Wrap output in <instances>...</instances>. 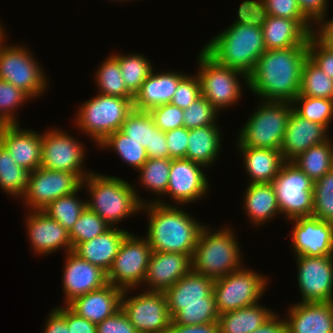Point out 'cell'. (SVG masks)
I'll return each mask as SVG.
<instances>
[{
  "instance_id": "2e32d148",
  "label": "cell",
  "mask_w": 333,
  "mask_h": 333,
  "mask_svg": "<svg viewBox=\"0 0 333 333\" xmlns=\"http://www.w3.org/2000/svg\"><path fill=\"white\" fill-rule=\"evenodd\" d=\"M85 147L65 131L51 129L42 134V153L40 167L76 173L84 180L91 171L83 169ZM84 159V160H83Z\"/></svg>"
},
{
  "instance_id": "52a82bcc",
  "label": "cell",
  "mask_w": 333,
  "mask_h": 333,
  "mask_svg": "<svg viewBox=\"0 0 333 333\" xmlns=\"http://www.w3.org/2000/svg\"><path fill=\"white\" fill-rule=\"evenodd\" d=\"M291 102L262 101L238 134V147L280 150L293 111Z\"/></svg>"
},
{
  "instance_id": "f5cc1de1",
  "label": "cell",
  "mask_w": 333,
  "mask_h": 333,
  "mask_svg": "<svg viewBox=\"0 0 333 333\" xmlns=\"http://www.w3.org/2000/svg\"><path fill=\"white\" fill-rule=\"evenodd\" d=\"M170 159L186 158L189 130L180 127L165 132Z\"/></svg>"
},
{
  "instance_id": "db71d44e",
  "label": "cell",
  "mask_w": 333,
  "mask_h": 333,
  "mask_svg": "<svg viewBox=\"0 0 333 333\" xmlns=\"http://www.w3.org/2000/svg\"><path fill=\"white\" fill-rule=\"evenodd\" d=\"M97 333H138L126 314L120 309L97 324Z\"/></svg>"
},
{
  "instance_id": "c3c4849f",
  "label": "cell",
  "mask_w": 333,
  "mask_h": 333,
  "mask_svg": "<svg viewBox=\"0 0 333 333\" xmlns=\"http://www.w3.org/2000/svg\"><path fill=\"white\" fill-rule=\"evenodd\" d=\"M218 110L202 95L188 108L183 109L184 127L188 130L215 125Z\"/></svg>"
},
{
  "instance_id": "1f68e13d",
  "label": "cell",
  "mask_w": 333,
  "mask_h": 333,
  "mask_svg": "<svg viewBox=\"0 0 333 333\" xmlns=\"http://www.w3.org/2000/svg\"><path fill=\"white\" fill-rule=\"evenodd\" d=\"M243 207L251 222L256 225H262L278 213L281 214L272 183L248 184Z\"/></svg>"
},
{
  "instance_id": "94428289",
  "label": "cell",
  "mask_w": 333,
  "mask_h": 333,
  "mask_svg": "<svg viewBox=\"0 0 333 333\" xmlns=\"http://www.w3.org/2000/svg\"><path fill=\"white\" fill-rule=\"evenodd\" d=\"M252 333H286L285 320L279 319L278 315L275 314L262 327Z\"/></svg>"
},
{
  "instance_id": "11a10c76",
  "label": "cell",
  "mask_w": 333,
  "mask_h": 333,
  "mask_svg": "<svg viewBox=\"0 0 333 333\" xmlns=\"http://www.w3.org/2000/svg\"><path fill=\"white\" fill-rule=\"evenodd\" d=\"M328 0H298L302 12L316 25L327 19Z\"/></svg>"
},
{
  "instance_id": "ac0fdd59",
  "label": "cell",
  "mask_w": 333,
  "mask_h": 333,
  "mask_svg": "<svg viewBox=\"0 0 333 333\" xmlns=\"http://www.w3.org/2000/svg\"><path fill=\"white\" fill-rule=\"evenodd\" d=\"M204 166L186 158L172 159L166 196L177 204H187L204 197L208 191V180Z\"/></svg>"
},
{
  "instance_id": "7402d4cb",
  "label": "cell",
  "mask_w": 333,
  "mask_h": 333,
  "mask_svg": "<svg viewBox=\"0 0 333 333\" xmlns=\"http://www.w3.org/2000/svg\"><path fill=\"white\" fill-rule=\"evenodd\" d=\"M26 218L27 229L25 230H27L34 253L47 255L62 248L66 253L73 251L69 232L43 210H30Z\"/></svg>"
},
{
  "instance_id": "e0dca14e",
  "label": "cell",
  "mask_w": 333,
  "mask_h": 333,
  "mask_svg": "<svg viewBox=\"0 0 333 333\" xmlns=\"http://www.w3.org/2000/svg\"><path fill=\"white\" fill-rule=\"evenodd\" d=\"M301 302L333 301V255L295 256Z\"/></svg>"
},
{
  "instance_id": "7bdbcfd3",
  "label": "cell",
  "mask_w": 333,
  "mask_h": 333,
  "mask_svg": "<svg viewBox=\"0 0 333 333\" xmlns=\"http://www.w3.org/2000/svg\"><path fill=\"white\" fill-rule=\"evenodd\" d=\"M292 105L294 111L302 118L324 125L327 129L330 127L333 119V100L298 94Z\"/></svg>"
},
{
  "instance_id": "cb8c5ba5",
  "label": "cell",
  "mask_w": 333,
  "mask_h": 333,
  "mask_svg": "<svg viewBox=\"0 0 333 333\" xmlns=\"http://www.w3.org/2000/svg\"><path fill=\"white\" fill-rule=\"evenodd\" d=\"M191 270L188 254L152 251L143 284L147 290L165 292Z\"/></svg>"
},
{
  "instance_id": "9a60e30c",
  "label": "cell",
  "mask_w": 333,
  "mask_h": 333,
  "mask_svg": "<svg viewBox=\"0 0 333 333\" xmlns=\"http://www.w3.org/2000/svg\"><path fill=\"white\" fill-rule=\"evenodd\" d=\"M82 181L76 173L39 167L28 173L27 189L22 198L29 211H42L55 199L77 191Z\"/></svg>"
},
{
  "instance_id": "4fadbf2b",
  "label": "cell",
  "mask_w": 333,
  "mask_h": 333,
  "mask_svg": "<svg viewBox=\"0 0 333 333\" xmlns=\"http://www.w3.org/2000/svg\"><path fill=\"white\" fill-rule=\"evenodd\" d=\"M152 249L146 238L128 233L107 272L108 283L123 290L143 285Z\"/></svg>"
},
{
  "instance_id": "7c38bea8",
  "label": "cell",
  "mask_w": 333,
  "mask_h": 333,
  "mask_svg": "<svg viewBox=\"0 0 333 333\" xmlns=\"http://www.w3.org/2000/svg\"><path fill=\"white\" fill-rule=\"evenodd\" d=\"M33 54L21 45L0 47V79L27 93L31 99L46 90L47 76Z\"/></svg>"
},
{
  "instance_id": "8fae6325",
  "label": "cell",
  "mask_w": 333,
  "mask_h": 333,
  "mask_svg": "<svg viewBox=\"0 0 333 333\" xmlns=\"http://www.w3.org/2000/svg\"><path fill=\"white\" fill-rule=\"evenodd\" d=\"M243 267L214 281L213 295L218 314L253 305L264 294L266 276Z\"/></svg>"
},
{
  "instance_id": "8992f818",
  "label": "cell",
  "mask_w": 333,
  "mask_h": 333,
  "mask_svg": "<svg viewBox=\"0 0 333 333\" xmlns=\"http://www.w3.org/2000/svg\"><path fill=\"white\" fill-rule=\"evenodd\" d=\"M239 247L231 228L212 233L206 226L200 232L192 256V270L214 280L237 271L243 267Z\"/></svg>"
},
{
  "instance_id": "6f0895ef",
  "label": "cell",
  "mask_w": 333,
  "mask_h": 333,
  "mask_svg": "<svg viewBox=\"0 0 333 333\" xmlns=\"http://www.w3.org/2000/svg\"><path fill=\"white\" fill-rule=\"evenodd\" d=\"M48 317L44 333H71L65 320V307L53 308Z\"/></svg>"
},
{
  "instance_id": "d6a6232c",
  "label": "cell",
  "mask_w": 333,
  "mask_h": 333,
  "mask_svg": "<svg viewBox=\"0 0 333 333\" xmlns=\"http://www.w3.org/2000/svg\"><path fill=\"white\" fill-rule=\"evenodd\" d=\"M219 128L215 124L190 129L186 159L204 166V170L210 167L221 150L222 136Z\"/></svg>"
},
{
  "instance_id": "816d5d0a",
  "label": "cell",
  "mask_w": 333,
  "mask_h": 333,
  "mask_svg": "<svg viewBox=\"0 0 333 333\" xmlns=\"http://www.w3.org/2000/svg\"><path fill=\"white\" fill-rule=\"evenodd\" d=\"M308 57L333 79V49L315 33L308 40Z\"/></svg>"
},
{
  "instance_id": "603a6c76",
  "label": "cell",
  "mask_w": 333,
  "mask_h": 333,
  "mask_svg": "<svg viewBox=\"0 0 333 333\" xmlns=\"http://www.w3.org/2000/svg\"><path fill=\"white\" fill-rule=\"evenodd\" d=\"M19 127V123L2 125L0 143L18 166L32 172L41 165L42 134Z\"/></svg>"
},
{
  "instance_id": "8d00e7d4",
  "label": "cell",
  "mask_w": 333,
  "mask_h": 333,
  "mask_svg": "<svg viewBox=\"0 0 333 333\" xmlns=\"http://www.w3.org/2000/svg\"><path fill=\"white\" fill-rule=\"evenodd\" d=\"M28 171L18 166L7 149L0 143V189L22 198L28 182Z\"/></svg>"
},
{
  "instance_id": "4316f807",
  "label": "cell",
  "mask_w": 333,
  "mask_h": 333,
  "mask_svg": "<svg viewBox=\"0 0 333 333\" xmlns=\"http://www.w3.org/2000/svg\"><path fill=\"white\" fill-rule=\"evenodd\" d=\"M124 290L107 283L103 287L75 298L67 306L78 316L99 324L121 309Z\"/></svg>"
},
{
  "instance_id": "b9f144b4",
  "label": "cell",
  "mask_w": 333,
  "mask_h": 333,
  "mask_svg": "<svg viewBox=\"0 0 333 333\" xmlns=\"http://www.w3.org/2000/svg\"><path fill=\"white\" fill-rule=\"evenodd\" d=\"M153 121L148 111L133 109L120 129L145 148L148 158H152Z\"/></svg>"
},
{
  "instance_id": "bcb514c9",
  "label": "cell",
  "mask_w": 333,
  "mask_h": 333,
  "mask_svg": "<svg viewBox=\"0 0 333 333\" xmlns=\"http://www.w3.org/2000/svg\"><path fill=\"white\" fill-rule=\"evenodd\" d=\"M313 217L333 223V168L314 182Z\"/></svg>"
},
{
  "instance_id": "ffe728a7",
  "label": "cell",
  "mask_w": 333,
  "mask_h": 333,
  "mask_svg": "<svg viewBox=\"0 0 333 333\" xmlns=\"http://www.w3.org/2000/svg\"><path fill=\"white\" fill-rule=\"evenodd\" d=\"M290 221L294 222L291 239L295 256L333 255V223L313 216Z\"/></svg>"
},
{
  "instance_id": "be15d7a7",
  "label": "cell",
  "mask_w": 333,
  "mask_h": 333,
  "mask_svg": "<svg viewBox=\"0 0 333 333\" xmlns=\"http://www.w3.org/2000/svg\"><path fill=\"white\" fill-rule=\"evenodd\" d=\"M1 25L2 24L0 23V47L5 43V38H7L4 33L5 31L3 30L4 28Z\"/></svg>"
},
{
  "instance_id": "6da1fadb",
  "label": "cell",
  "mask_w": 333,
  "mask_h": 333,
  "mask_svg": "<svg viewBox=\"0 0 333 333\" xmlns=\"http://www.w3.org/2000/svg\"><path fill=\"white\" fill-rule=\"evenodd\" d=\"M308 46L266 50L248 76V87L263 101L293 102L300 92Z\"/></svg>"
},
{
  "instance_id": "f907efd6",
  "label": "cell",
  "mask_w": 333,
  "mask_h": 333,
  "mask_svg": "<svg viewBox=\"0 0 333 333\" xmlns=\"http://www.w3.org/2000/svg\"><path fill=\"white\" fill-rule=\"evenodd\" d=\"M186 75L178 84L171 100V104L180 109L188 108L201 96V85L198 75Z\"/></svg>"
},
{
  "instance_id": "7dc6e473",
  "label": "cell",
  "mask_w": 333,
  "mask_h": 333,
  "mask_svg": "<svg viewBox=\"0 0 333 333\" xmlns=\"http://www.w3.org/2000/svg\"><path fill=\"white\" fill-rule=\"evenodd\" d=\"M31 97L20 88L0 79V123L18 124L14 113ZM15 110V111H14Z\"/></svg>"
},
{
  "instance_id": "f35d334b",
  "label": "cell",
  "mask_w": 333,
  "mask_h": 333,
  "mask_svg": "<svg viewBox=\"0 0 333 333\" xmlns=\"http://www.w3.org/2000/svg\"><path fill=\"white\" fill-rule=\"evenodd\" d=\"M96 71L95 80L99 93L133 100L134 96L127 90L118 60L113 54L106 58Z\"/></svg>"
},
{
  "instance_id": "836d02e7",
  "label": "cell",
  "mask_w": 333,
  "mask_h": 333,
  "mask_svg": "<svg viewBox=\"0 0 333 333\" xmlns=\"http://www.w3.org/2000/svg\"><path fill=\"white\" fill-rule=\"evenodd\" d=\"M314 182L333 168V144L328 140L311 146L291 161Z\"/></svg>"
},
{
  "instance_id": "680465c9",
  "label": "cell",
  "mask_w": 333,
  "mask_h": 333,
  "mask_svg": "<svg viewBox=\"0 0 333 333\" xmlns=\"http://www.w3.org/2000/svg\"><path fill=\"white\" fill-rule=\"evenodd\" d=\"M165 333H219L217 322L196 325H179L171 322Z\"/></svg>"
},
{
  "instance_id": "7a4b0ae2",
  "label": "cell",
  "mask_w": 333,
  "mask_h": 333,
  "mask_svg": "<svg viewBox=\"0 0 333 333\" xmlns=\"http://www.w3.org/2000/svg\"><path fill=\"white\" fill-rule=\"evenodd\" d=\"M237 19L202 48L218 64L249 76L266 51L258 16L242 1Z\"/></svg>"
},
{
  "instance_id": "f6af8a7d",
  "label": "cell",
  "mask_w": 333,
  "mask_h": 333,
  "mask_svg": "<svg viewBox=\"0 0 333 333\" xmlns=\"http://www.w3.org/2000/svg\"><path fill=\"white\" fill-rule=\"evenodd\" d=\"M255 14H266L288 19H309L301 10L298 0H246Z\"/></svg>"
},
{
  "instance_id": "74e56055",
  "label": "cell",
  "mask_w": 333,
  "mask_h": 333,
  "mask_svg": "<svg viewBox=\"0 0 333 333\" xmlns=\"http://www.w3.org/2000/svg\"><path fill=\"white\" fill-rule=\"evenodd\" d=\"M98 146L112 148L127 165L137 170L148 160L145 148L120 130L108 135Z\"/></svg>"
},
{
  "instance_id": "277c9868",
  "label": "cell",
  "mask_w": 333,
  "mask_h": 333,
  "mask_svg": "<svg viewBox=\"0 0 333 333\" xmlns=\"http://www.w3.org/2000/svg\"><path fill=\"white\" fill-rule=\"evenodd\" d=\"M214 279L191 270L164 293L171 322L200 325L217 322L219 314L213 295Z\"/></svg>"
},
{
  "instance_id": "d6986e66",
  "label": "cell",
  "mask_w": 333,
  "mask_h": 333,
  "mask_svg": "<svg viewBox=\"0 0 333 333\" xmlns=\"http://www.w3.org/2000/svg\"><path fill=\"white\" fill-rule=\"evenodd\" d=\"M263 30L266 50L285 49L294 46H308V40L315 33L310 19H288L266 14H256ZM312 28V29H311Z\"/></svg>"
},
{
  "instance_id": "83f0119b",
  "label": "cell",
  "mask_w": 333,
  "mask_h": 333,
  "mask_svg": "<svg viewBox=\"0 0 333 333\" xmlns=\"http://www.w3.org/2000/svg\"><path fill=\"white\" fill-rule=\"evenodd\" d=\"M186 75L177 71L154 73L153 70L133 98L134 109L149 112L155 107L170 103L179 82Z\"/></svg>"
},
{
  "instance_id": "4dcf8cb0",
  "label": "cell",
  "mask_w": 333,
  "mask_h": 333,
  "mask_svg": "<svg viewBox=\"0 0 333 333\" xmlns=\"http://www.w3.org/2000/svg\"><path fill=\"white\" fill-rule=\"evenodd\" d=\"M275 315L258 302L220 314L217 320L219 333H252Z\"/></svg>"
},
{
  "instance_id": "5b68a950",
  "label": "cell",
  "mask_w": 333,
  "mask_h": 333,
  "mask_svg": "<svg viewBox=\"0 0 333 333\" xmlns=\"http://www.w3.org/2000/svg\"><path fill=\"white\" fill-rule=\"evenodd\" d=\"M84 185L91 198L86 200L87 207L111 227H117L121 220L142 211L143 204L153 202L141 200L133 185L114 176L91 172L82 181V187Z\"/></svg>"
},
{
  "instance_id": "ba28073f",
  "label": "cell",
  "mask_w": 333,
  "mask_h": 333,
  "mask_svg": "<svg viewBox=\"0 0 333 333\" xmlns=\"http://www.w3.org/2000/svg\"><path fill=\"white\" fill-rule=\"evenodd\" d=\"M76 115V126L96 145L108 135L121 129L125 119L134 109L133 100L98 93L96 97L81 104Z\"/></svg>"
},
{
  "instance_id": "91938a15",
  "label": "cell",
  "mask_w": 333,
  "mask_h": 333,
  "mask_svg": "<svg viewBox=\"0 0 333 333\" xmlns=\"http://www.w3.org/2000/svg\"><path fill=\"white\" fill-rule=\"evenodd\" d=\"M152 158H170L165 132L153 121Z\"/></svg>"
},
{
  "instance_id": "d4e9b609",
  "label": "cell",
  "mask_w": 333,
  "mask_h": 333,
  "mask_svg": "<svg viewBox=\"0 0 333 333\" xmlns=\"http://www.w3.org/2000/svg\"><path fill=\"white\" fill-rule=\"evenodd\" d=\"M288 311L286 333H333V301L295 303Z\"/></svg>"
},
{
  "instance_id": "484cf974",
  "label": "cell",
  "mask_w": 333,
  "mask_h": 333,
  "mask_svg": "<svg viewBox=\"0 0 333 333\" xmlns=\"http://www.w3.org/2000/svg\"><path fill=\"white\" fill-rule=\"evenodd\" d=\"M327 130L324 125L304 119L293 110L280 148L284 161H292L311 146L328 140Z\"/></svg>"
},
{
  "instance_id": "30bf717a",
  "label": "cell",
  "mask_w": 333,
  "mask_h": 333,
  "mask_svg": "<svg viewBox=\"0 0 333 333\" xmlns=\"http://www.w3.org/2000/svg\"><path fill=\"white\" fill-rule=\"evenodd\" d=\"M279 210L288 220L310 217L314 210V181L291 161H285L272 181Z\"/></svg>"
},
{
  "instance_id": "f546056e",
  "label": "cell",
  "mask_w": 333,
  "mask_h": 333,
  "mask_svg": "<svg viewBox=\"0 0 333 333\" xmlns=\"http://www.w3.org/2000/svg\"><path fill=\"white\" fill-rule=\"evenodd\" d=\"M251 183H272L285 162L280 150L238 147Z\"/></svg>"
},
{
  "instance_id": "e575fe53",
  "label": "cell",
  "mask_w": 333,
  "mask_h": 333,
  "mask_svg": "<svg viewBox=\"0 0 333 333\" xmlns=\"http://www.w3.org/2000/svg\"><path fill=\"white\" fill-rule=\"evenodd\" d=\"M113 56L118 60L121 76L127 90L135 96L141 84L153 71L151 61L143 55L136 53L130 55L114 54Z\"/></svg>"
},
{
  "instance_id": "681fc988",
  "label": "cell",
  "mask_w": 333,
  "mask_h": 333,
  "mask_svg": "<svg viewBox=\"0 0 333 333\" xmlns=\"http://www.w3.org/2000/svg\"><path fill=\"white\" fill-rule=\"evenodd\" d=\"M149 113L155 125L164 132L184 126L183 109L171 103L155 107Z\"/></svg>"
},
{
  "instance_id": "d590c367",
  "label": "cell",
  "mask_w": 333,
  "mask_h": 333,
  "mask_svg": "<svg viewBox=\"0 0 333 333\" xmlns=\"http://www.w3.org/2000/svg\"><path fill=\"white\" fill-rule=\"evenodd\" d=\"M299 95L333 100V79L309 57L303 64Z\"/></svg>"
},
{
  "instance_id": "f1b7e54d",
  "label": "cell",
  "mask_w": 333,
  "mask_h": 333,
  "mask_svg": "<svg viewBox=\"0 0 333 333\" xmlns=\"http://www.w3.org/2000/svg\"><path fill=\"white\" fill-rule=\"evenodd\" d=\"M128 233L126 230L110 227L99 236L79 243L73 249V252L81 259L87 260L108 272L123 239Z\"/></svg>"
},
{
  "instance_id": "5bb4252c",
  "label": "cell",
  "mask_w": 333,
  "mask_h": 333,
  "mask_svg": "<svg viewBox=\"0 0 333 333\" xmlns=\"http://www.w3.org/2000/svg\"><path fill=\"white\" fill-rule=\"evenodd\" d=\"M130 289L124 290L121 309L138 333H165L172 318L169 314L164 292L146 290L128 297ZM126 297V298H125Z\"/></svg>"
},
{
  "instance_id": "44dd1931",
  "label": "cell",
  "mask_w": 333,
  "mask_h": 333,
  "mask_svg": "<svg viewBox=\"0 0 333 333\" xmlns=\"http://www.w3.org/2000/svg\"><path fill=\"white\" fill-rule=\"evenodd\" d=\"M66 257L62 282L65 305L108 283L107 272L101 267L81 259L73 251L67 252Z\"/></svg>"
},
{
  "instance_id": "3957f363",
  "label": "cell",
  "mask_w": 333,
  "mask_h": 333,
  "mask_svg": "<svg viewBox=\"0 0 333 333\" xmlns=\"http://www.w3.org/2000/svg\"><path fill=\"white\" fill-rule=\"evenodd\" d=\"M178 207L164 204L161 198L142 205V211L146 210L149 216L146 240L152 251L183 253L192 257L205 226Z\"/></svg>"
},
{
  "instance_id": "9f6ffc18",
  "label": "cell",
  "mask_w": 333,
  "mask_h": 333,
  "mask_svg": "<svg viewBox=\"0 0 333 333\" xmlns=\"http://www.w3.org/2000/svg\"><path fill=\"white\" fill-rule=\"evenodd\" d=\"M65 320L71 333H97V324L78 316L67 305L65 306Z\"/></svg>"
},
{
  "instance_id": "60d3db41",
  "label": "cell",
  "mask_w": 333,
  "mask_h": 333,
  "mask_svg": "<svg viewBox=\"0 0 333 333\" xmlns=\"http://www.w3.org/2000/svg\"><path fill=\"white\" fill-rule=\"evenodd\" d=\"M170 158H148L144 165L139 169L142 186L154 194L163 196L170 177Z\"/></svg>"
},
{
  "instance_id": "ee69618b",
  "label": "cell",
  "mask_w": 333,
  "mask_h": 333,
  "mask_svg": "<svg viewBox=\"0 0 333 333\" xmlns=\"http://www.w3.org/2000/svg\"><path fill=\"white\" fill-rule=\"evenodd\" d=\"M110 227L111 226H109L97 213L86 206L81 212L77 222L69 231V237L73 249L79 243L89 241L96 236H99Z\"/></svg>"
},
{
  "instance_id": "6125c7cd",
  "label": "cell",
  "mask_w": 333,
  "mask_h": 333,
  "mask_svg": "<svg viewBox=\"0 0 333 333\" xmlns=\"http://www.w3.org/2000/svg\"><path fill=\"white\" fill-rule=\"evenodd\" d=\"M323 24V25H322ZM318 30L315 34L331 49H333V18L330 20H323L318 24ZM320 29V30H319Z\"/></svg>"
},
{
  "instance_id": "9c48e42d",
  "label": "cell",
  "mask_w": 333,
  "mask_h": 333,
  "mask_svg": "<svg viewBox=\"0 0 333 333\" xmlns=\"http://www.w3.org/2000/svg\"><path fill=\"white\" fill-rule=\"evenodd\" d=\"M197 59L200 65L197 75L201 95L218 111L236 104L242 96L241 81L239 82L238 78H243L248 88V76L236 69L218 64L203 49Z\"/></svg>"
},
{
  "instance_id": "ab89813d",
  "label": "cell",
  "mask_w": 333,
  "mask_h": 333,
  "mask_svg": "<svg viewBox=\"0 0 333 333\" xmlns=\"http://www.w3.org/2000/svg\"><path fill=\"white\" fill-rule=\"evenodd\" d=\"M81 189L82 186L74 193L55 199L43 209L51 219L58 221L68 232L87 206L86 201L77 197V192Z\"/></svg>"
}]
</instances>
